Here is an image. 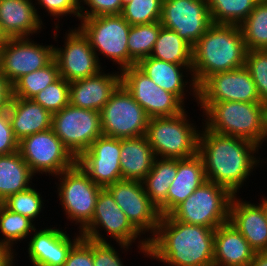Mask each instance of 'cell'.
Returning <instances> with one entry per match:
<instances>
[{"mask_svg": "<svg viewBox=\"0 0 267 266\" xmlns=\"http://www.w3.org/2000/svg\"><path fill=\"white\" fill-rule=\"evenodd\" d=\"M69 87L70 82L60 76L32 99L53 114L69 104Z\"/></svg>", "mask_w": 267, "mask_h": 266, "instance_id": "cell-39", "label": "cell"}, {"mask_svg": "<svg viewBox=\"0 0 267 266\" xmlns=\"http://www.w3.org/2000/svg\"><path fill=\"white\" fill-rule=\"evenodd\" d=\"M51 128L76 159L103 135L100 112L70 104L53 113Z\"/></svg>", "mask_w": 267, "mask_h": 266, "instance_id": "cell-12", "label": "cell"}, {"mask_svg": "<svg viewBox=\"0 0 267 266\" xmlns=\"http://www.w3.org/2000/svg\"><path fill=\"white\" fill-rule=\"evenodd\" d=\"M188 114L185 109L174 116L149 118L145 136L156 157L182 159L198 153L201 130Z\"/></svg>", "mask_w": 267, "mask_h": 266, "instance_id": "cell-6", "label": "cell"}, {"mask_svg": "<svg viewBox=\"0 0 267 266\" xmlns=\"http://www.w3.org/2000/svg\"><path fill=\"white\" fill-rule=\"evenodd\" d=\"M202 127L198 154L203 161L206 180L239 195L253 171L264 163L265 159L260 160L258 156L261 148L246 139L218 134Z\"/></svg>", "mask_w": 267, "mask_h": 266, "instance_id": "cell-1", "label": "cell"}, {"mask_svg": "<svg viewBox=\"0 0 267 266\" xmlns=\"http://www.w3.org/2000/svg\"><path fill=\"white\" fill-rule=\"evenodd\" d=\"M106 189L131 224L150 240L157 231L161 214L146 194L143 182L122 179L108 185Z\"/></svg>", "mask_w": 267, "mask_h": 266, "instance_id": "cell-14", "label": "cell"}, {"mask_svg": "<svg viewBox=\"0 0 267 266\" xmlns=\"http://www.w3.org/2000/svg\"><path fill=\"white\" fill-rule=\"evenodd\" d=\"M100 229L109 234L106 236H111L110 240L105 238ZM80 233L82 237L98 242H110L113 239L122 249V253L132 250L131 246L135 243L140 250L139 254L141 252L146 257L149 247V240L131 224L106 188L99 192L92 220Z\"/></svg>", "mask_w": 267, "mask_h": 266, "instance_id": "cell-5", "label": "cell"}, {"mask_svg": "<svg viewBox=\"0 0 267 266\" xmlns=\"http://www.w3.org/2000/svg\"><path fill=\"white\" fill-rule=\"evenodd\" d=\"M34 177L19 151L0 155V203L9 196L30 188L34 184Z\"/></svg>", "mask_w": 267, "mask_h": 266, "instance_id": "cell-29", "label": "cell"}, {"mask_svg": "<svg viewBox=\"0 0 267 266\" xmlns=\"http://www.w3.org/2000/svg\"><path fill=\"white\" fill-rule=\"evenodd\" d=\"M155 159L156 155L145 135L121 139L120 169L123 180L143 181Z\"/></svg>", "mask_w": 267, "mask_h": 266, "instance_id": "cell-28", "label": "cell"}, {"mask_svg": "<svg viewBox=\"0 0 267 266\" xmlns=\"http://www.w3.org/2000/svg\"><path fill=\"white\" fill-rule=\"evenodd\" d=\"M12 96V86L0 72V111H6Z\"/></svg>", "mask_w": 267, "mask_h": 266, "instance_id": "cell-46", "label": "cell"}, {"mask_svg": "<svg viewBox=\"0 0 267 266\" xmlns=\"http://www.w3.org/2000/svg\"><path fill=\"white\" fill-rule=\"evenodd\" d=\"M238 195L230 203L229 222L248 241L255 252H267V216L263 206L257 202L243 200Z\"/></svg>", "mask_w": 267, "mask_h": 266, "instance_id": "cell-23", "label": "cell"}, {"mask_svg": "<svg viewBox=\"0 0 267 266\" xmlns=\"http://www.w3.org/2000/svg\"><path fill=\"white\" fill-rule=\"evenodd\" d=\"M33 233L27 242V257L32 266H63L70 249L82 237L79 231L72 237L62 227L57 229L53 225L36 228Z\"/></svg>", "mask_w": 267, "mask_h": 266, "instance_id": "cell-20", "label": "cell"}, {"mask_svg": "<svg viewBox=\"0 0 267 266\" xmlns=\"http://www.w3.org/2000/svg\"><path fill=\"white\" fill-rule=\"evenodd\" d=\"M6 37L2 34L0 30V48L4 45V42L6 41Z\"/></svg>", "mask_w": 267, "mask_h": 266, "instance_id": "cell-51", "label": "cell"}, {"mask_svg": "<svg viewBox=\"0 0 267 266\" xmlns=\"http://www.w3.org/2000/svg\"><path fill=\"white\" fill-rule=\"evenodd\" d=\"M206 181L203 161L198 153L188 158L177 159V175L168 189L166 215Z\"/></svg>", "mask_w": 267, "mask_h": 266, "instance_id": "cell-27", "label": "cell"}, {"mask_svg": "<svg viewBox=\"0 0 267 266\" xmlns=\"http://www.w3.org/2000/svg\"><path fill=\"white\" fill-rule=\"evenodd\" d=\"M54 46L30 37L7 38L0 48V72L12 86L22 76L47 66L54 59Z\"/></svg>", "mask_w": 267, "mask_h": 266, "instance_id": "cell-13", "label": "cell"}, {"mask_svg": "<svg viewBox=\"0 0 267 266\" xmlns=\"http://www.w3.org/2000/svg\"><path fill=\"white\" fill-rule=\"evenodd\" d=\"M224 101L262 102L245 65L231 71L212 74L197 87V103Z\"/></svg>", "mask_w": 267, "mask_h": 266, "instance_id": "cell-18", "label": "cell"}, {"mask_svg": "<svg viewBox=\"0 0 267 266\" xmlns=\"http://www.w3.org/2000/svg\"><path fill=\"white\" fill-rule=\"evenodd\" d=\"M120 84L121 73L118 70L107 73L103 69L94 76L70 82L69 104L100 112Z\"/></svg>", "mask_w": 267, "mask_h": 266, "instance_id": "cell-22", "label": "cell"}, {"mask_svg": "<svg viewBox=\"0 0 267 266\" xmlns=\"http://www.w3.org/2000/svg\"><path fill=\"white\" fill-rule=\"evenodd\" d=\"M245 66L250 72L262 103H267V50H247Z\"/></svg>", "mask_w": 267, "mask_h": 266, "instance_id": "cell-40", "label": "cell"}, {"mask_svg": "<svg viewBox=\"0 0 267 266\" xmlns=\"http://www.w3.org/2000/svg\"><path fill=\"white\" fill-rule=\"evenodd\" d=\"M17 151H19V141L13 133L7 110L0 111V155Z\"/></svg>", "mask_w": 267, "mask_h": 266, "instance_id": "cell-45", "label": "cell"}, {"mask_svg": "<svg viewBox=\"0 0 267 266\" xmlns=\"http://www.w3.org/2000/svg\"><path fill=\"white\" fill-rule=\"evenodd\" d=\"M7 113L18 141L52 127L53 114L33 99L11 96Z\"/></svg>", "mask_w": 267, "mask_h": 266, "instance_id": "cell-26", "label": "cell"}, {"mask_svg": "<svg viewBox=\"0 0 267 266\" xmlns=\"http://www.w3.org/2000/svg\"><path fill=\"white\" fill-rule=\"evenodd\" d=\"M176 175L177 159L156 157L152 169L142 181L146 194L161 216L166 215L168 189Z\"/></svg>", "mask_w": 267, "mask_h": 266, "instance_id": "cell-30", "label": "cell"}, {"mask_svg": "<svg viewBox=\"0 0 267 266\" xmlns=\"http://www.w3.org/2000/svg\"><path fill=\"white\" fill-rule=\"evenodd\" d=\"M33 222L30 218L12 212L0 203V233L3 236L0 237V245L9 246L16 251L15 244L29 238L36 229V222Z\"/></svg>", "mask_w": 267, "mask_h": 266, "instance_id": "cell-32", "label": "cell"}, {"mask_svg": "<svg viewBox=\"0 0 267 266\" xmlns=\"http://www.w3.org/2000/svg\"><path fill=\"white\" fill-rule=\"evenodd\" d=\"M110 242H98L93 240L94 266H126L121 259L118 249ZM120 256V257H119Z\"/></svg>", "mask_w": 267, "mask_h": 266, "instance_id": "cell-44", "label": "cell"}, {"mask_svg": "<svg viewBox=\"0 0 267 266\" xmlns=\"http://www.w3.org/2000/svg\"><path fill=\"white\" fill-rule=\"evenodd\" d=\"M16 253L11 247L0 245V266H16L14 263L17 261Z\"/></svg>", "mask_w": 267, "mask_h": 266, "instance_id": "cell-47", "label": "cell"}, {"mask_svg": "<svg viewBox=\"0 0 267 266\" xmlns=\"http://www.w3.org/2000/svg\"><path fill=\"white\" fill-rule=\"evenodd\" d=\"M63 266H94L93 240L81 237L70 249Z\"/></svg>", "mask_w": 267, "mask_h": 266, "instance_id": "cell-43", "label": "cell"}, {"mask_svg": "<svg viewBox=\"0 0 267 266\" xmlns=\"http://www.w3.org/2000/svg\"><path fill=\"white\" fill-rule=\"evenodd\" d=\"M197 106L203 115L201 126L207 130L246 139L262 149L265 103L224 101L197 103Z\"/></svg>", "mask_w": 267, "mask_h": 266, "instance_id": "cell-4", "label": "cell"}, {"mask_svg": "<svg viewBox=\"0 0 267 266\" xmlns=\"http://www.w3.org/2000/svg\"><path fill=\"white\" fill-rule=\"evenodd\" d=\"M19 152L35 176L54 177L76 164V158L52 128L23 138L19 141Z\"/></svg>", "mask_w": 267, "mask_h": 266, "instance_id": "cell-10", "label": "cell"}, {"mask_svg": "<svg viewBox=\"0 0 267 266\" xmlns=\"http://www.w3.org/2000/svg\"><path fill=\"white\" fill-rule=\"evenodd\" d=\"M78 28L88 38L90 46L99 56L112 60L121 71L137 63L129 56L127 45L131 25L121 14L96 16L79 20ZM105 56V57H104Z\"/></svg>", "mask_w": 267, "mask_h": 266, "instance_id": "cell-7", "label": "cell"}, {"mask_svg": "<svg viewBox=\"0 0 267 266\" xmlns=\"http://www.w3.org/2000/svg\"><path fill=\"white\" fill-rule=\"evenodd\" d=\"M42 192L31 186L30 188L9 196L2 204L12 212L21 214L35 221L45 209ZM44 201V202H43Z\"/></svg>", "mask_w": 267, "mask_h": 266, "instance_id": "cell-37", "label": "cell"}, {"mask_svg": "<svg viewBox=\"0 0 267 266\" xmlns=\"http://www.w3.org/2000/svg\"><path fill=\"white\" fill-rule=\"evenodd\" d=\"M121 139L101 135L77 159L76 164L102 188L122 180Z\"/></svg>", "mask_w": 267, "mask_h": 266, "instance_id": "cell-19", "label": "cell"}, {"mask_svg": "<svg viewBox=\"0 0 267 266\" xmlns=\"http://www.w3.org/2000/svg\"><path fill=\"white\" fill-rule=\"evenodd\" d=\"M102 134L117 139L144 136L149 116L120 84L100 111Z\"/></svg>", "mask_w": 267, "mask_h": 266, "instance_id": "cell-11", "label": "cell"}, {"mask_svg": "<svg viewBox=\"0 0 267 266\" xmlns=\"http://www.w3.org/2000/svg\"><path fill=\"white\" fill-rule=\"evenodd\" d=\"M57 198L67 220L81 232L92 220L99 192L103 189L75 164L72 168L54 176Z\"/></svg>", "mask_w": 267, "mask_h": 266, "instance_id": "cell-9", "label": "cell"}, {"mask_svg": "<svg viewBox=\"0 0 267 266\" xmlns=\"http://www.w3.org/2000/svg\"><path fill=\"white\" fill-rule=\"evenodd\" d=\"M121 84L145 110L149 118L182 113L185 105L172 93L156 85L136 65L120 71Z\"/></svg>", "mask_w": 267, "mask_h": 266, "instance_id": "cell-15", "label": "cell"}, {"mask_svg": "<svg viewBox=\"0 0 267 266\" xmlns=\"http://www.w3.org/2000/svg\"><path fill=\"white\" fill-rule=\"evenodd\" d=\"M160 22L191 47L213 24L206 0H163Z\"/></svg>", "mask_w": 267, "mask_h": 266, "instance_id": "cell-17", "label": "cell"}, {"mask_svg": "<svg viewBox=\"0 0 267 266\" xmlns=\"http://www.w3.org/2000/svg\"><path fill=\"white\" fill-rule=\"evenodd\" d=\"M259 201H260L259 203L263 206L266 216H267V196L261 195L259 198Z\"/></svg>", "mask_w": 267, "mask_h": 266, "instance_id": "cell-50", "label": "cell"}, {"mask_svg": "<svg viewBox=\"0 0 267 266\" xmlns=\"http://www.w3.org/2000/svg\"><path fill=\"white\" fill-rule=\"evenodd\" d=\"M60 77L59 67L53 59L44 68L33 71L19 78L12 85V97L32 99L40 91Z\"/></svg>", "mask_w": 267, "mask_h": 266, "instance_id": "cell-34", "label": "cell"}, {"mask_svg": "<svg viewBox=\"0 0 267 266\" xmlns=\"http://www.w3.org/2000/svg\"><path fill=\"white\" fill-rule=\"evenodd\" d=\"M247 48L238 25L212 24L192 47L197 87L209 76L245 65Z\"/></svg>", "mask_w": 267, "mask_h": 266, "instance_id": "cell-3", "label": "cell"}, {"mask_svg": "<svg viewBox=\"0 0 267 266\" xmlns=\"http://www.w3.org/2000/svg\"><path fill=\"white\" fill-rule=\"evenodd\" d=\"M213 24L240 25L259 0H206Z\"/></svg>", "mask_w": 267, "mask_h": 266, "instance_id": "cell-35", "label": "cell"}, {"mask_svg": "<svg viewBox=\"0 0 267 266\" xmlns=\"http://www.w3.org/2000/svg\"><path fill=\"white\" fill-rule=\"evenodd\" d=\"M161 27L160 21L130 27L127 45L136 63L151 55Z\"/></svg>", "mask_w": 267, "mask_h": 266, "instance_id": "cell-36", "label": "cell"}, {"mask_svg": "<svg viewBox=\"0 0 267 266\" xmlns=\"http://www.w3.org/2000/svg\"><path fill=\"white\" fill-rule=\"evenodd\" d=\"M249 266H267V252H256Z\"/></svg>", "mask_w": 267, "mask_h": 266, "instance_id": "cell-48", "label": "cell"}, {"mask_svg": "<svg viewBox=\"0 0 267 266\" xmlns=\"http://www.w3.org/2000/svg\"><path fill=\"white\" fill-rule=\"evenodd\" d=\"M79 5V20L121 14L123 10L122 0H81Z\"/></svg>", "mask_w": 267, "mask_h": 266, "instance_id": "cell-42", "label": "cell"}, {"mask_svg": "<svg viewBox=\"0 0 267 266\" xmlns=\"http://www.w3.org/2000/svg\"><path fill=\"white\" fill-rule=\"evenodd\" d=\"M34 0H0V30L6 38L33 37L44 28ZM43 25V26H42Z\"/></svg>", "mask_w": 267, "mask_h": 266, "instance_id": "cell-24", "label": "cell"}, {"mask_svg": "<svg viewBox=\"0 0 267 266\" xmlns=\"http://www.w3.org/2000/svg\"><path fill=\"white\" fill-rule=\"evenodd\" d=\"M37 13H39V9L43 8L45 12L49 16L54 17V31L53 36L55 41H57V37H59V34L61 30L60 29V19H63L64 16H75V18H78L79 20V7H80V1L81 0H34ZM40 7V8H39ZM60 18V19H59ZM57 20V21H56ZM59 30V31H58Z\"/></svg>", "mask_w": 267, "mask_h": 266, "instance_id": "cell-41", "label": "cell"}, {"mask_svg": "<svg viewBox=\"0 0 267 266\" xmlns=\"http://www.w3.org/2000/svg\"><path fill=\"white\" fill-rule=\"evenodd\" d=\"M163 0H132L125 4L122 17L131 25L160 21Z\"/></svg>", "mask_w": 267, "mask_h": 266, "instance_id": "cell-38", "label": "cell"}, {"mask_svg": "<svg viewBox=\"0 0 267 266\" xmlns=\"http://www.w3.org/2000/svg\"><path fill=\"white\" fill-rule=\"evenodd\" d=\"M239 26L247 50H267V0H259Z\"/></svg>", "mask_w": 267, "mask_h": 266, "instance_id": "cell-33", "label": "cell"}, {"mask_svg": "<svg viewBox=\"0 0 267 266\" xmlns=\"http://www.w3.org/2000/svg\"><path fill=\"white\" fill-rule=\"evenodd\" d=\"M255 253L229 221L215 229L214 266H249Z\"/></svg>", "mask_w": 267, "mask_h": 266, "instance_id": "cell-25", "label": "cell"}, {"mask_svg": "<svg viewBox=\"0 0 267 266\" xmlns=\"http://www.w3.org/2000/svg\"><path fill=\"white\" fill-rule=\"evenodd\" d=\"M63 46H54V59L59 67V74L66 81L73 82L98 74L102 68L88 38L78 28L65 32Z\"/></svg>", "mask_w": 267, "mask_h": 266, "instance_id": "cell-16", "label": "cell"}, {"mask_svg": "<svg viewBox=\"0 0 267 266\" xmlns=\"http://www.w3.org/2000/svg\"><path fill=\"white\" fill-rule=\"evenodd\" d=\"M136 66L156 85L174 94L184 105V100L187 96L189 99V95L197 102V85L192 75V66L174 64L150 56L141 59Z\"/></svg>", "mask_w": 267, "mask_h": 266, "instance_id": "cell-21", "label": "cell"}, {"mask_svg": "<svg viewBox=\"0 0 267 266\" xmlns=\"http://www.w3.org/2000/svg\"><path fill=\"white\" fill-rule=\"evenodd\" d=\"M132 0H122L123 6L129 2H131Z\"/></svg>", "mask_w": 267, "mask_h": 266, "instance_id": "cell-52", "label": "cell"}, {"mask_svg": "<svg viewBox=\"0 0 267 266\" xmlns=\"http://www.w3.org/2000/svg\"><path fill=\"white\" fill-rule=\"evenodd\" d=\"M150 57L174 64L192 66V47L175 31L162 26Z\"/></svg>", "mask_w": 267, "mask_h": 266, "instance_id": "cell-31", "label": "cell"}, {"mask_svg": "<svg viewBox=\"0 0 267 266\" xmlns=\"http://www.w3.org/2000/svg\"><path fill=\"white\" fill-rule=\"evenodd\" d=\"M234 195L225 187L206 181L169 215L176 221L216 229L229 221Z\"/></svg>", "mask_w": 267, "mask_h": 266, "instance_id": "cell-8", "label": "cell"}, {"mask_svg": "<svg viewBox=\"0 0 267 266\" xmlns=\"http://www.w3.org/2000/svg\"><path fill=\"white\" fill-rule=\"evenodd\" d=\"M215 229L161 216L147 258L167 266H214Z\"/></svg>", "mask_w": 267, "mask_h": 266, "instance_id": "cell-2", "label": "cell"}, {"mask_svg": "<svg viewBox=\"0 0 267 266\" xmlns=\"http://www.w3.org/2000/svg\"><path fill=\"white\" fill-rule=\"evenodd\" d=\"M267 142V103L264 107V136H263V142Z\"/></svg>", "mask_w": 267, "mask_h": 266, "instance_id": "cell-49", "label": "cell"}]
</instances>
